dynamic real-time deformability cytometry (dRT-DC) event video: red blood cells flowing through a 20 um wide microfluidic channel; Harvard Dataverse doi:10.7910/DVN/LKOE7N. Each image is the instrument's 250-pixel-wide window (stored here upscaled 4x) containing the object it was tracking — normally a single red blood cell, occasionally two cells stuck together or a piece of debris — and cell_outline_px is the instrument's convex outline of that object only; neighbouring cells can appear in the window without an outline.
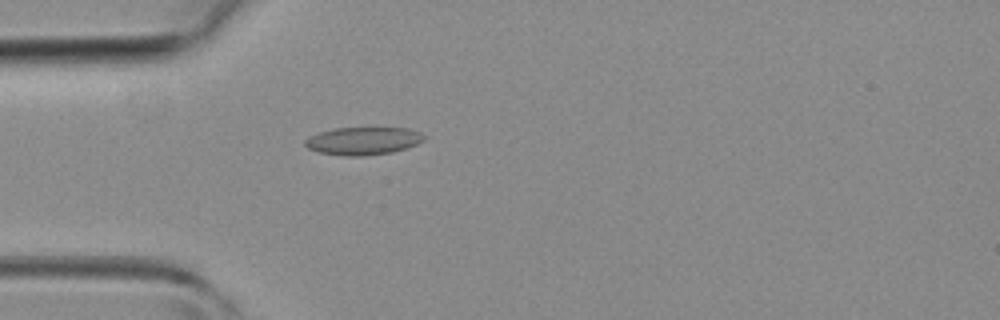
{"species": "common noctule bat (a hibernating species)", "species_latin": "Nyctalus noctula", "temperature_condition": "room temperature", "stored_images_in_passage": 11, "camera_frame_rate_fps": 3000, "um_per_image_px": 0.085, "animal": {"sex": "female", "body_mass_g": 19.3, "forearm_length_mm": 54.1}, "frame": {"image": 1, "passage_image": 3, "time_ms": 0.667, "image_size_px": [1000, 320], "cell_outline_px": [[424, 140], [408, 148], [392, 152], [364, 156], [344, 156], [320, 152], [308, 148], [304, 144], [304, 140], [308, 136], [320, 132], [336, 128], [408, 128], [420, 132], [424, 136]], "centroid_in_image_um": [30.86, 11.98], "position_along_channel_um": 54.1, "area_um2": 19.25}}
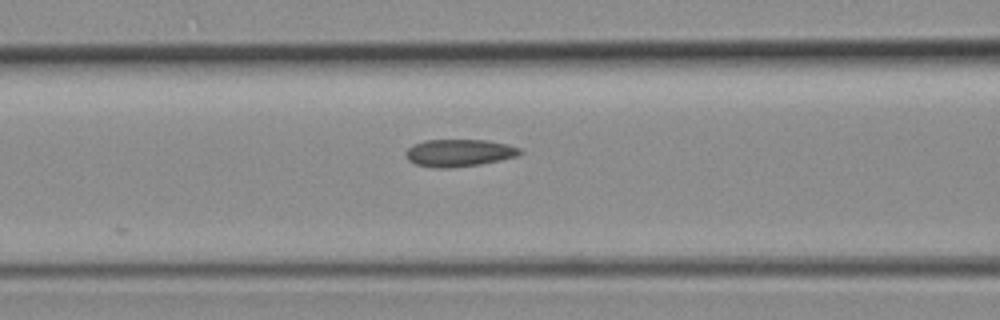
{"frame": {"image": 2, "passage_image": 8, "time_ms": 2.333, "image_size_px": [1000, 320], "cell_outline_px": [[524, 152], [520, 156], [480, 164], [452, 168], [436, 168], [416, 164], [408, 160], [404, 156], [404, 152], [412, 144], [424, 140], [484, 140], [508, 144], [520, 148]], "centroid_in_image_um": [39.02, 12.99], "position_along_channel_um": 127.6, "area_um2": 18.44}}
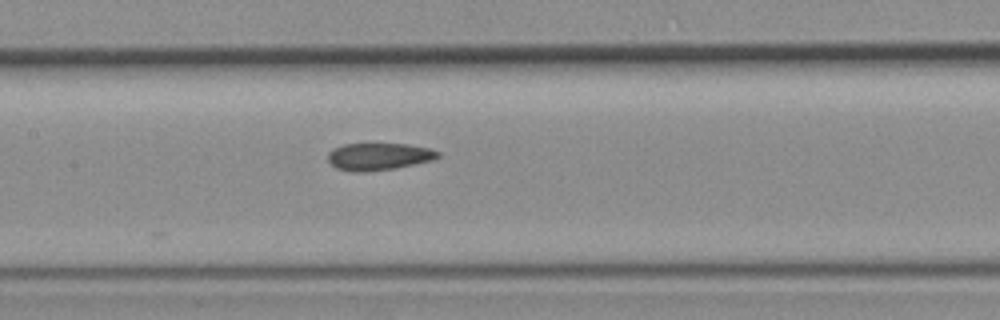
{"frame": {"image": 3, "passage_image": 11, "time_ms": 3.333, "image_size_px": [1000, 320], "cell_outline_px": [[440, 156], [432, 160], [396, 168], [360, 172], [352, 172], [336, 168], [328, 160], [328, 152], [332, 148], [344, 144], [408, 144], [428, 148], [440, 152]], "centroid_in_image_um": [32.17, 13.3], "position_along_channel_um": 175.2, "area_um2": 17.4}}